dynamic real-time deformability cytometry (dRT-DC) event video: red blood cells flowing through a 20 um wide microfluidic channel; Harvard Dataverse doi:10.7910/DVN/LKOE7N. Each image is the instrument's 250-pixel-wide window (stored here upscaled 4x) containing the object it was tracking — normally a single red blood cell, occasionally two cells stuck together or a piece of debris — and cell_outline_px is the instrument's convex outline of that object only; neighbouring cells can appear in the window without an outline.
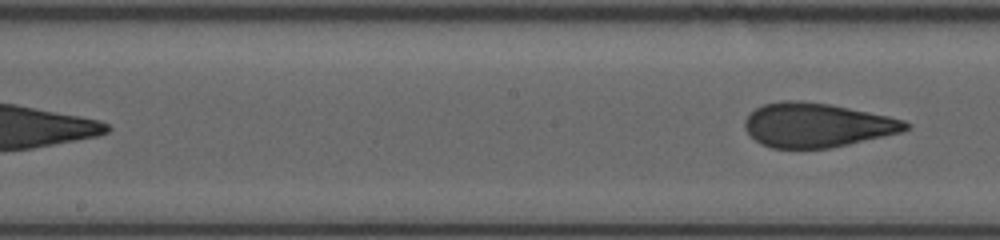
{"species": "human", "species_latin": "Homo sapiens", "temperature_condition": "room temperature", "stored_images_in_passage": 8, "segment_of_instrument_passage": [2, 2], "camera_frame_rate_fps": 3000, "um_per_image_px": 0.085, "donor": {"sex": "female"}, "frame": {"image": 1, "passage_image": 8, "time_ms": 5.333, "image_size_px": [1000, 240], "cell_outline_px": [[912, 124], [908, 128], [900, 132], [848, 144], [828, 148], [772, 148], [760, 144], [744, 128], [744, 120], [756, 108], [764, 104], [780, 100], [800, 100], [828, 104], [888, 116], [904, 120]], "centroid_in_image_um": [69.4, 10.63], "position_along_channel_um": 178.8, "area_um2": 41.1}}